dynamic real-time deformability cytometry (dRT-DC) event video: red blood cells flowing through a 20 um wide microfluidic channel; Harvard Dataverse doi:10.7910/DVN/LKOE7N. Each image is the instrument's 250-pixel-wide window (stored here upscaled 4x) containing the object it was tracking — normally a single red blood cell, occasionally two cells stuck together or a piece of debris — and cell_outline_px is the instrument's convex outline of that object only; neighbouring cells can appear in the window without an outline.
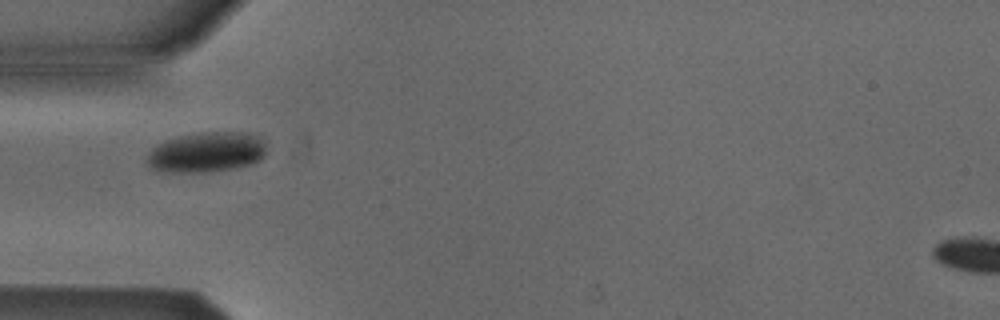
{"species": "Egyptian fruit bat (a non-hibernating species)", "species_latin": "Rousettus aegyptiacus", "temperature_condition": "cold", "stored_images_in_passage": 3, "camera_frame_rate_fps": 3000, "um_per_image_px": 0.085, "animal": {"sex": "male"}, "frame": {"image": 1, "passage_image": 1, "time_ms": 0.0, "image_size_px": [1000, 320], "cell_outline_px": [[264, 156], [260, 160], [252, 164], [232, 168], [204, 172], [168, 172], [152, 168], [144, 160], [148, 152], [156, 144], [176, 136], [200, 132], [244, 132], [260, 136], [264, 140]], "centroid_in_image_um": [17.53, 12.92], "position_along_channel_um": 67.5, "area_um2": 28.21}}
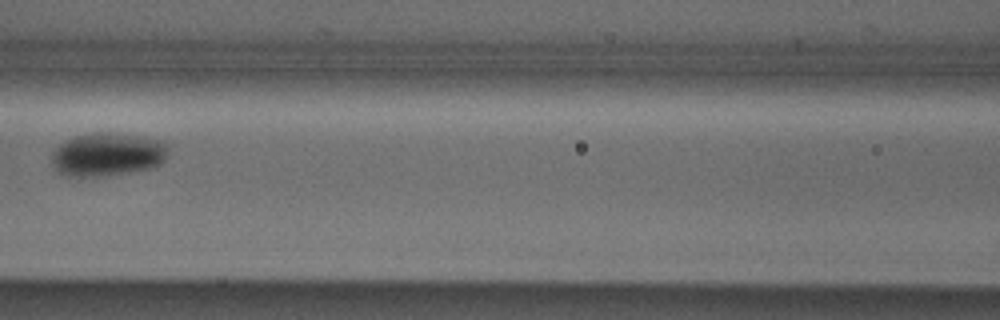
{"frame": {"image": 2, "passage_image": 3, "time_ms": 0.667, "image_size_px": [1000, 320], "cell_outline_px": [[168, 156], [160, 164], [152, 168], [104, 176], [68, 176], [60, 172], [52, 164], [52, 152], [64, 140], [76, 136], [92, 132], [116, 132], [144, 136], [160, 140], [168, 144]], "centroid_in_image_um": [9.17, 13.1], "position_along_channel_um": 157.4, "area_um2": 29.77}}